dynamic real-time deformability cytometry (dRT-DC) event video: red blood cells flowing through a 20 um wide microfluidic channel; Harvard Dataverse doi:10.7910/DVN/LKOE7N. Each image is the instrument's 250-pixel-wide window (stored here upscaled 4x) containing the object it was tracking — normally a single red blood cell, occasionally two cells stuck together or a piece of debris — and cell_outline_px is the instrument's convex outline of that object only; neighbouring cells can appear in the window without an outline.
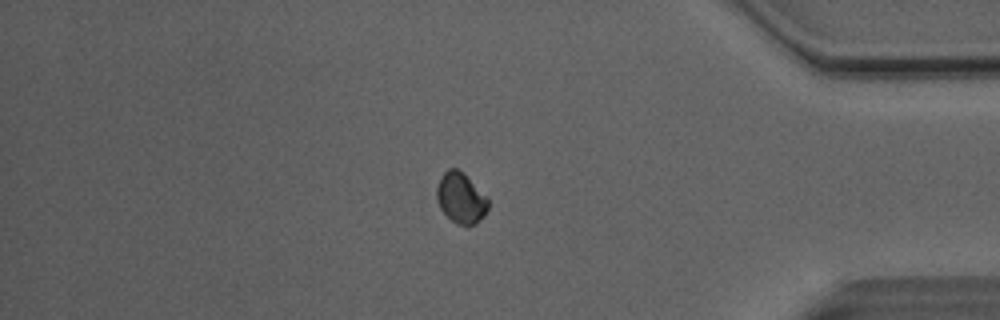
{"species": "Egyptian fruit bat (a non-hibernating species)", "species_latin": "Rousettus aegyptiacus", "temperature_condition": "room temperature", "stored_images_in_passage": 39, "camera_frame_rate_fps": 3000, "um_per_image_px": 0.085, "animal": {"sex": "male"}, "frame": {"image": 1, "passage_image": 33, "time_ms": 10.667, "image_size_px": [1000, 320], "cell_outline_px": [[488, 208], [484, 216], [480, 220], [468, 228], [456, 224], [440, 208], [436, 200], [436, 188], [444, 172], [448, 168], [456, 168], [464, 172], [488, 196]], "centroid_in_image_um": [39.2, 16.84], "position_along_channel_um": 396.0, "area_um2": 15.55}, "authors_computed_cell_mechanics": {"area_um2": 15.028, "velocity_mm_per_s": 4.119, "shape_relaxation_time_tau1_ms": null, "shape_relaxation_time_tau2_ms": 3.6107, "deformation_change_tau1": null, "deformation_change_tau2": 0.0566}}